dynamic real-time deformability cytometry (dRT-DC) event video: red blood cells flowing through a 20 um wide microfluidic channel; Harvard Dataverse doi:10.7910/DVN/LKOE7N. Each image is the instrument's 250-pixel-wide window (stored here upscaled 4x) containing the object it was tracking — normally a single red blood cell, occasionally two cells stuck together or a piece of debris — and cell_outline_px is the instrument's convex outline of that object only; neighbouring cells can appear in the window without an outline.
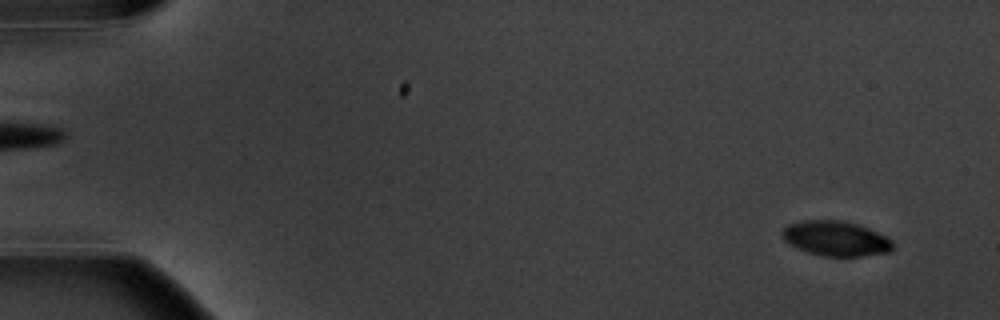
{"species": "common noctule bat (a hibernating species)", "species_latin": "Nyctalus noctula", "temperature_condition": "warm", "stored_images_in_passage": 5, "camera_frame_rate_fps": 3000, "um_per_image_px": 0.085, "animal": {"sex": "male", "body_mass_g": 20.1, "forearm_length_mm": 53.5}, "frame": {"image": 1, "passage_image": 1, "time_ms": 0.0, "image_size_px": [1000, 320], "cell_outline_px": [[892, 248], [888, 252], [860, 256], [820, 256], [808, 252], [788, 244], [784, 240], [784, 228], [788, 224], [804, 220], [840, 220], [856, 224], [868, 228], [892, 240]], "centroid_in_image_um": [71.02, 20.27], "position_along_channel_um": 14.0, "area_um2": 22.2}}
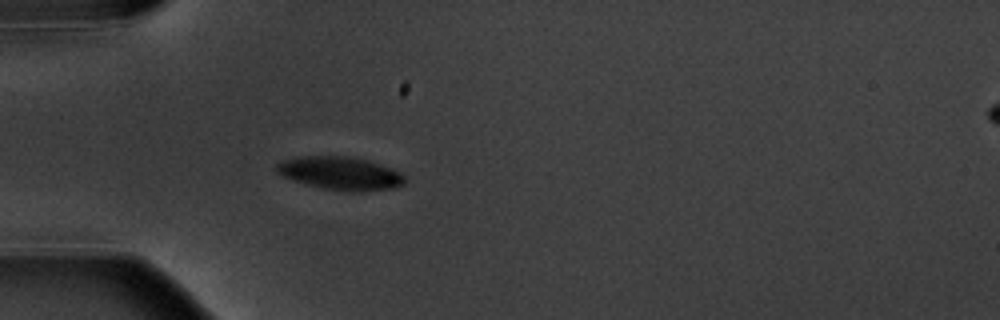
{"frame": {"image": 2, "passage_image": 5, "time_ms": 4.667, "image_size_px": [1000, 320], "cell_outline_px": [[408, 180], [404, 184], [396, 188], [360, 192], [352, 192], [324, 188], [292, 180], [276, 172], [276, 164], [284, 160], [300, 156], [348, 156], [364, 160], [392, 168], [400, 172]], "centroid_in_image_um": [28.97, 14.74], "position_along_channel_um": 56.0, "area_um2": 24.68}}